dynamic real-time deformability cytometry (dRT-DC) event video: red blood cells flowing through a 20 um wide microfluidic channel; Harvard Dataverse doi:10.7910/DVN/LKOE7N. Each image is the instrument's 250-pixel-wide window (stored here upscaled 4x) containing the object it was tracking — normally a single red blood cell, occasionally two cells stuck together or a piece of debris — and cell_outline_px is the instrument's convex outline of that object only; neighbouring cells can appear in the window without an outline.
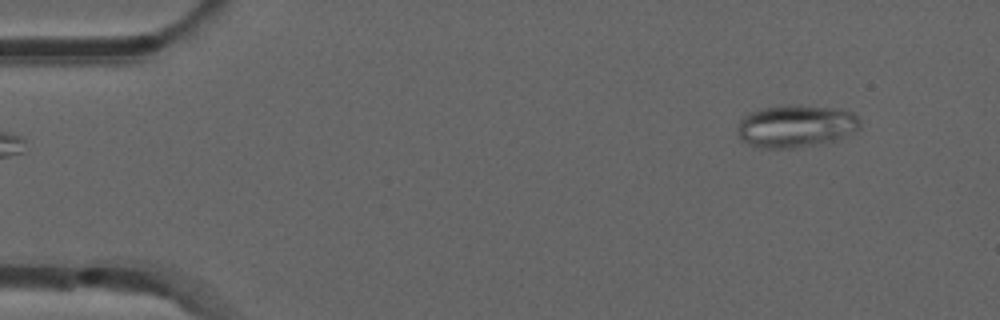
{"species": "common noctule bat (a hibernating species)", "species_latin": "Nyctalus noctula", "temperature_condition": "room temperature", "stored_images_in_passage": 48, "camera_frame_rate_fps": 3000, "um_per_image_px": 0.085, "animal": {"sex": "male", "forearm_length_mm": 52.5}, "frame": {"image": 1, "passage_image": 1, "time_ms": 0.0, "image_size_px": [1000, 320], "cell_outline_px": [[860, 128], [856, 132], [832, 140], [816, 144], [796, 148], [760, 148], [740, 140], [740, 120], [748, 112], [764, 108], [784, 104], [800, 104], [832, 108], [852, 112], [860, 120]], "centroid_in_image_um": [67.66, 10.7], "position_along_channel_um": 17.3, "area_um2": 30.29}}
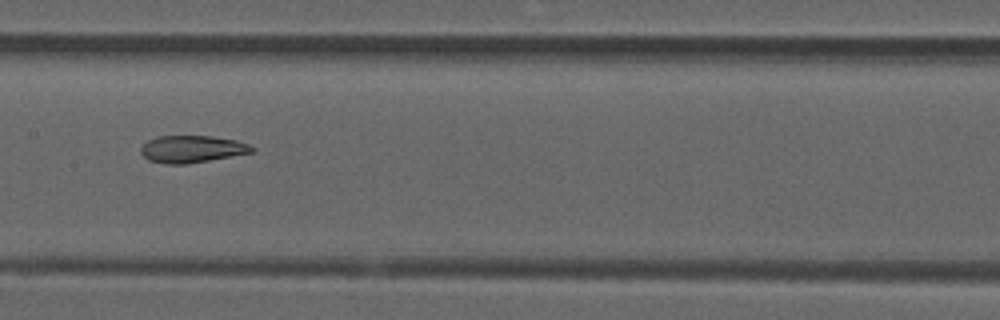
{"frame": {"image": 2, "passage_image": 22, "time_ms": 7.0, "image_size_px": [1000, 320], "cell_outline_px": [[256, 148], [252, 152], [188, 164], [164, 164], [148, 160], [140, 152], [140, 148], [148, 140], [156, 136], [212, 136], [236, 140], [248, 144]], "centroid_in_image_um": [16.29, 12.67], "position_along_channel_um": 191.1, "area_um2": 17.57}}
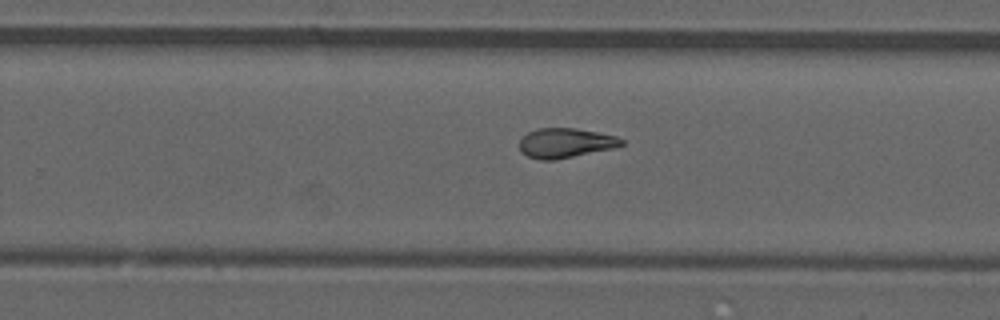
{"frame": {"image": 3, "passage_image": 29, "time_ms": 9.333, "image_size_px": [1000, 320], "cell_outline_px": [[624, 144], [616, 148], [552, 160], [540, 160], [528, 156], [520, 152], [520, 140], [528, 132], [540, 128], [576, 128], [616, 136], [624, 140]], "centroid_in_image_um": [48.08, 12.15], "position_along_channel_um": 281.7, "area_um2": 17.57}, "authors_computed_cell_mechanics": {"area_um2": 19.1607, "velocity_mm_per_s": 3.8933, "shape_relaxation_time_tau1_ms": null, "shape_relaxation_time_tau2_ms": 2.3048, "deformation_change_tau1": null, "deformation_change_tau2": 0.083}}